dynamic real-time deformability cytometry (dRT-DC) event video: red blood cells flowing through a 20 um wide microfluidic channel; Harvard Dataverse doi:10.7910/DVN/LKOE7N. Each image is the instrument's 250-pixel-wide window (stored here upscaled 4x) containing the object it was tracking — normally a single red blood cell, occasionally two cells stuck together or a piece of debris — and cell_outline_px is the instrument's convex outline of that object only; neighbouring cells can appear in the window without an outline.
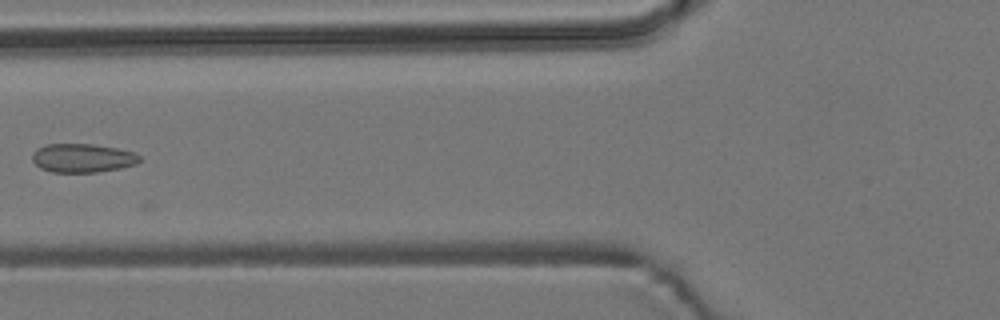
{"species": "common noctule bat (a hibernating species)", "species_latin": "Nyctalus noctula", "temperature_condition": "room temperature", "stored_images_in_passage": 5, "camera_frame_rate_fps": 3000, "um_per_image_px": 0.085, "animal": {"sex": "male", "body_mass_g": 19.2, "forearm_length_mm": 51.8}, "frame": {"image": 1, "passage_image": 4, "time_ms": 1.0, "image_size_px": [1000, 320], "cell_outline_px": [[140, 160], [136, 164], [120, 168], [96, 172], [52, 172], [40, 168], [32, 160], [32, 152], [36, 148], [48, 144], [92, 144], [116, 148], [132, 152], [140, 156]], "centroid_in_image_um": [6.98, 13.43], "position_along_channel_um": 118.8, "area_um2": 17.92}}
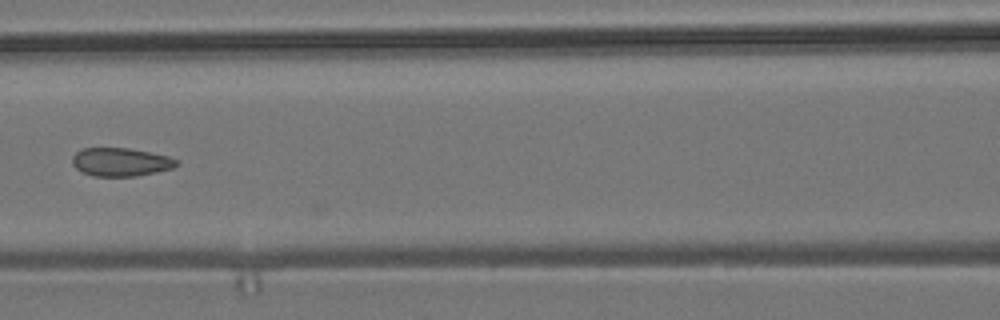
{"frame": {"image": 2, "passage_image": 5, "time_ms": 1.333, "image_size_px": [1000, 320], "cell_outline_px": [[180, 164], [172, 168], [156, 172], [136, 176], [92, 176], [76, 168], [72, 164], [72, 156], [76, 152], [84, 148], [128, 148], [168, 156], [180, 160]], "centroid_in_image_um": [10.28, 13.77], "position_along_channel_um": 156.3, "area_um2": 17.22}}